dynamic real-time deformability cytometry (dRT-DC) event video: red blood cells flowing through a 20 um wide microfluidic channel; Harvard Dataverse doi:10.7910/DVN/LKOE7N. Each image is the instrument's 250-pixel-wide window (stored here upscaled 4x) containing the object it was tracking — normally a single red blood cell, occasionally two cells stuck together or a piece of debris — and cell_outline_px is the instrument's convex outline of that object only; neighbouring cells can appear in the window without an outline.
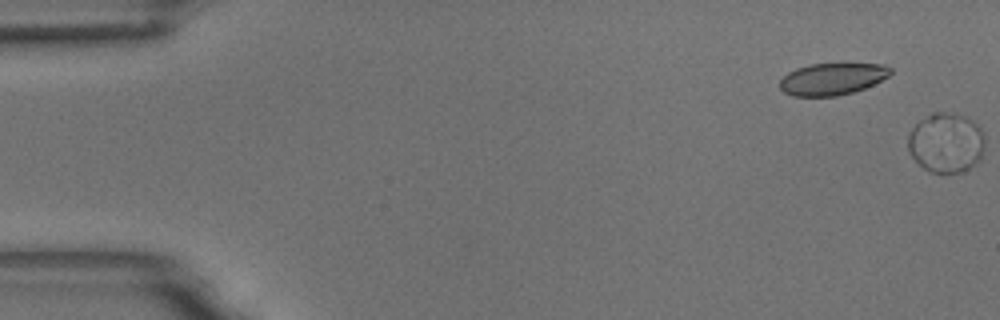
{"species": "common noctule bat (a hibernating species)", "species_latin": "Nyctalus noctula", "temperature_condition": "room temperature", "stored_images_in_passage": 4, "segment_of_instrument_passage": [2, 2], "camera_frame_rate_fps": 3000, "um_per_image_px": 0.085, "animal": {"sex": "male", "body_mass_g": 18.8}, "frame": {"image": 1, "passage_image": 4, "time_ms": 1.0, "image_size_px": [1000, 320], "cell_outline_px": [[984, 148], [980, 160], [964, 172], [932, 172], [924, 168], [908, 152], [908, 136], [912, 128], [920, 120], [932, 112], [944, 112], [964, 116], [972, 120], [980, 128], [984, 136]], "centroid_in_image_um": [80.42, 12.13], "position_along_channel_um": 4.6, "area_um2": 26.7}}